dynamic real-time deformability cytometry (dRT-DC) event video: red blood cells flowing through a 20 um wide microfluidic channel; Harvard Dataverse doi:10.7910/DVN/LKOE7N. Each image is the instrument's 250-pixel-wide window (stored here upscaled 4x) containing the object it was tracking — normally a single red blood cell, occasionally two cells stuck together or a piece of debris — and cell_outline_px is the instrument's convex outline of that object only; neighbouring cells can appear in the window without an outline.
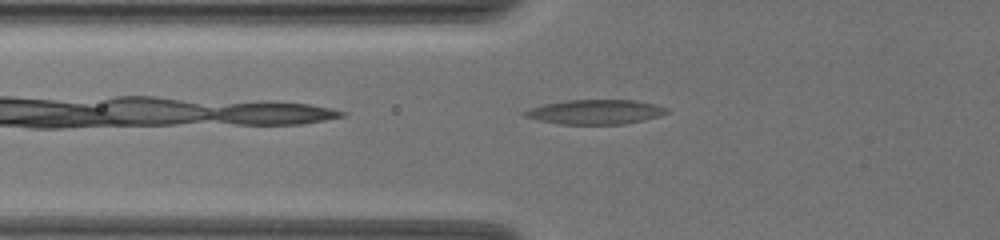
{"species": "common noctule bat (a hibernating species)", "species_latin": "Nyctalus noctula", "temperature_condition": "warm", "stored_images_in_passage": 38, "camera_frame_rate_fps": 3000, "um_per_image_px": 0.085, "animal": {"sex": "female", "body_mass_g": 19.5, "forearm_length_mm": 54.1}, "frame": {"image": 1, "passage_image": 3, "time_ms": 0.667, "image_size_px": [1000, 240], "cell_outline_px": [[668, 112], [656, 116], [624, 124], [560, 124], [540, 120], [524, 116], [520, 112], [544, 104], [568, 100], [636, 100], [656, 104], [668, 108]], "centroid_in_image_um": [50.59, 9.5], "position_along_channel_um": 75.2, "area_um2": 20.06}}
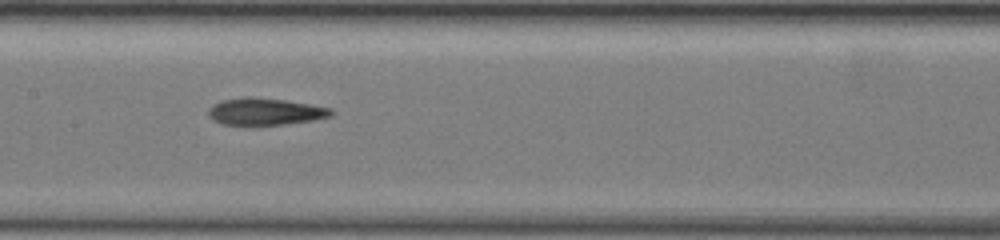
{"frame": {"image": 2, "passage_image": 12, "time_ms": 3.667, "image_size_px": [1000, 240], "cell_outline_px": [[336, 112], [332, 116], [312, 120], [284, 124], [224, 124], [212, 120], [208, 112], [208, 108], [212, 104], [224, 100], [248, 96], [284, 100], [312, 104], [332, 108]], "centroid_in_image_um": [22.58, 9.47], "position_along_channel_um": 184.8, "area_um2": 19.19}}
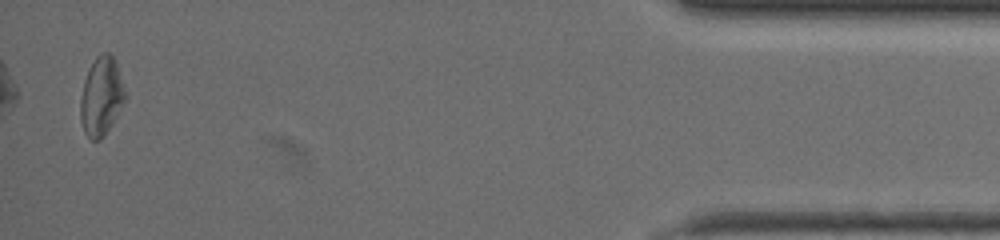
{"frame": {"image": 3, "passage_image": 37, "time_ms": 12.0, "image_size_px": [1000, 240], "cell_outline_px": [[128, 96], [112, 124], [104, 136], [100, 140], [92, 140], [84, 132], [80, 120], [80, 96], [84, 80], [88, 68], [96, 56], [100, 52], [108, 52], [116, 60]], "centroid_in_image_um": [8.63, 8.16], "position_along_channel_um": 426.6, "area_um2": 20.98}, "authors_computed_cell_mechanics": {"area_um2": 19.1896, "velocity_mm_per_s": 3.7112, "shape_relaxation_time_tau1_ms": null, "shape_relaxation_time_tau2_ms": 4.6788, "deformation_change_tau1": null, "deformation_change_tau2": 0.1554}}